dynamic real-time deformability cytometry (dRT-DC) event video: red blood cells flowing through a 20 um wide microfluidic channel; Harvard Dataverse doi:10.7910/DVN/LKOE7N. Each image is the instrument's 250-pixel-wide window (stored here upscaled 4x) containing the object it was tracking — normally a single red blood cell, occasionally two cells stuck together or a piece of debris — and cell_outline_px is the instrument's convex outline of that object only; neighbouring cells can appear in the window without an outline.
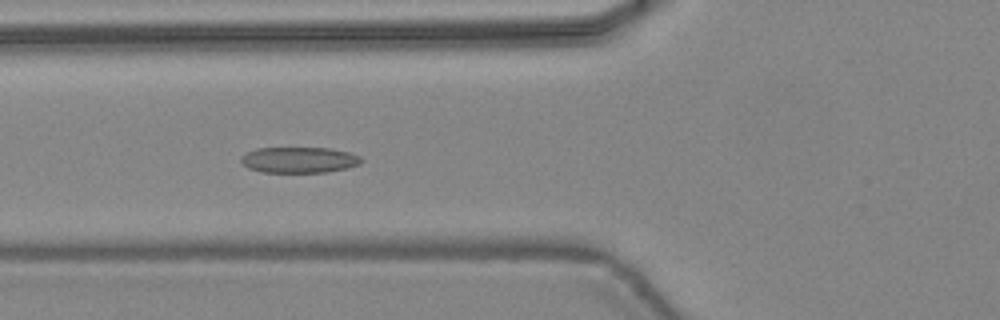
{"species": "common noctule bat (a hibernating species)", "species_latin": "Nyctalus noctula", "temperature_condition": "warm", "stored_images_in_passage": 33, "camera_frame_rate_fps": 3000, "um_per_image_px": 0.085, "animal": {"sex": "female", "body_mass_g": 24.6, "forearm_length_mm": 56.2}, "frame": {"image": 1, "passage_image": 19, "time_ms": 6.0, "image_size_px": [1000, 320], "cell_outline_px": [[364, 160], [360, 164], [348, 168], [328, 172], [260, 172], [248, 168], [240, 160], [240, 156], [256, 148], [328, 148], [348, 152], [360, 156]], "centroid_in_image_um": [25.44, 13.59], "position_along_channel_um": 100.4, "area_um2": 18.21}}
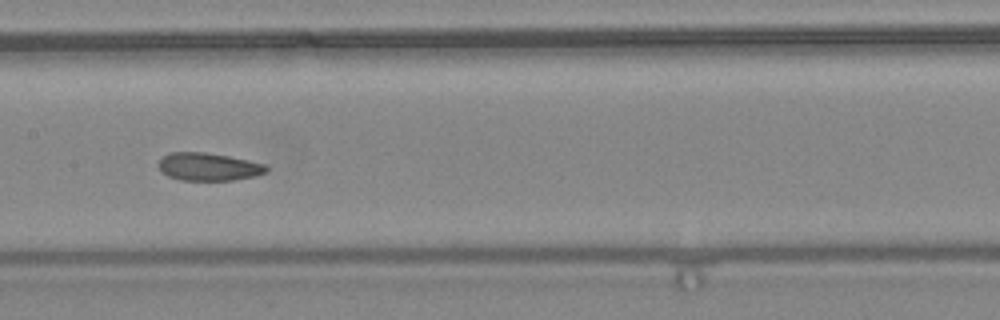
{"frame": {"image": 2, "passage_image": 25, "time_ms": 8.0, "image_size_px": [1000, 320], "cell_outline_px": [[268, 172], [256, 176], [232, 180], [180, 180], [168, 176], [160, 172], [156, 164], [164, 156], [172, 152], [204, 152], [228, 156], [248, 160], [264, 164], [268, 168]], "centroid_in_image_um": [17.7, 14.18], "position_along_channel_um": 189.7, "area_um2": 17.57}}
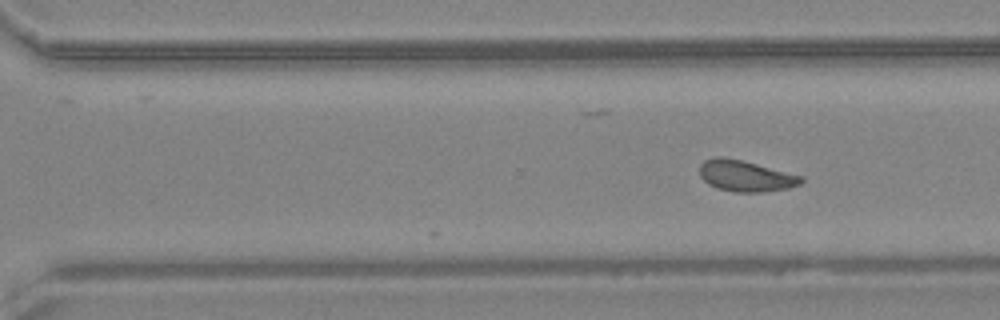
{"frame": {"image": 3, "passage_image": 33, "time_ms": 10.667, "image_size_px": [1000, 320], "cell_outline_px": [[804, 180], [800, 184], [788, 188], [764, 192], [736, 192], [716, 188], [708, 184], [700, 176], [700, 164], [704, 160], [716, 156], [724, 156], [804, 176]], "centroid_in_image_um": [63.37, 14.95], "position_along_channel_um": 307.2, "area_um2": 18.44}}